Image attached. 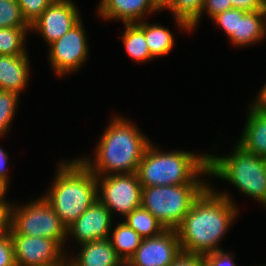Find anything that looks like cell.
<instances>
[{"label": "cell", "instance_id": "1", "mask_svg": "<svg viewBox=\"0 0 266 266\" xmlns=\"http://www.w3.org/2000/svg\"><path fill=\"white\" fill-rule=\"evenodd\" d=\"M234 202L230 194L209 185L176 229L182 251L205 255L221 250L219 242L238 215Z\"/></svg>", "mask_w": 266, "mask_h": 266}, {"label": "cell", "instance_id": "2", "mask_svg": "<svg viewBox=\"0 0 266 266\" xmlns=\"http://www.w3.org/2000/svg\"><path fill=\"white\" fill-rule=\"evenodd\" d=\"M121 116V117H120ZM115 115L95 150V160L78 158L96 176L137 173L151 143L131 121Z\"/></svg>", "mask_w": 266, "mask_h": 266}, {"label": "cell", "instance_id": "3", "mask_svg": "<svg viewBox=\"0 0 266 266\" xmlns=\"http://www.w3.org/2000/svg\"><path fill=\"white\" fill-rule=\"evenodd\" d=\"M58 165L54 181L43 197L68 227L98 199L96 175L78 158Z\"/></svg>", "mask_w": 266, "mask_h": 266}, {"label": "cell", "instance_id": "4", "mask_svg": "<svg viewBox=\"0 0 266 266\" xmlns=\"http://www.w3.org/2000/svg\"><path fill=\"white\" fill-rule=\"evenodd\" d=\"M137 175L142 187L208 184L203 175H209L208 154L196 155L189 151L163 152L148 145L141 159Z\"/></svg>", "mask_w": 266, "mask_h": 266}, {"label": "cell", "instance_id": "5", "mask_svg": "<svg viewBox=\"0 0 266 266\" xmlns=\"http://www.w3.org/2000/svg\"><path fill=\"white\" fill-rule=\"evenodd\" d=\"M229 155L208 154L209 176L233 184L266 208V158L245 151L237 143Z\"/></svg>", "mask_w": 266, "mask_h": 266}, {"label": "cell", "instance_id": "6", "mask_svg": "<svg viewBox=\"0 0 266 266\" xmlns=\"http://www.w3.org/2000/svg\"><path fill=\"white\" fill-rule=\"evenodd\" d=\"M209 184H180L142 187L141 206L166 230H176L193 202Z\"/></svg>", "mask_w": 266, "mask_h": 266}, {"label": "cell", "instance_id": "7", "mask_svg": "<svg viewBox=\"0 0 266 266\" xmlns=\"http://www.w3.org/2000/svg\"><path fill=\"white\" fill-rule=\"evenodd\" d=\"M10 235L45 237L63 248L68 240L67 227L43 195L23 206L12 205Z\"/></svg>", "mask_w": 266, "mask_h": 266}, {"label": "cell", "instance_id": "8", "mask_svg": "<svg viewBox=\"0 0 266 266\" xmlns=\"http://www.w3.org/2000/svg\"><path fill=\"white\" fill-rule=\"evenodd\" d=\"M97 197L106 208L124 218L141 206L142 185L137 173L96 176Z\"/></svg>", "mask_w": 266, "mask_h": 266}, {"label": "cell", "instance_id": "9", "mask_svg": "<svg viewBox=\"0 0 266 266\" xmlns=\"http://www.w3.org/2000/svg\"><path fill=\"white\" fill-rule=\"evenodd\" d=\"M88 51L87 35L80 20L66 34L49 45L48 61L55 74L62 77L78 71L87 60Z\"/></svg>", "mask_w": 266, "mask_h": 266}, {"label": "cell", "instance_id": "10", "mask_svg": "<svg viewBox=\"0 0 266 266\" xmlns=\"http://www.w3.org/2000/svg\"><path fill=\"white\" fill-rule=\"evenodd\" d=\"M10 236L16 266H49L61 262L67 256L56 240L37 236Z\"/></svg>", "mask_w": 266, "mask_h": 266}, {"label": "cell", "instance_id": "11", "mask_svg": "<svg viewBox=\"0 0 266 266\" xmlns=\"http://www.w3.org/2000/svg\"><path fill=\"white\" fill-rule=\"evenodd\" d=\"M80 13L70 0H54L30 25V31L40 33L49 46L82 20Z\"/></svg>", "mask_w": 266, "mask_h": 266}, {"label": "cell", "instance_id": "12", "mask_svg": "<svg viewBox=\"0 0 266 266\" xmlns=\"http://www.w3.org/2000/svg\"><path fill=\"white\" fill-rule=\"evenodd\" d=\"M181 251L177 231L165 230L157 237L142 239L127 263L130 266H169Z\"/></svg>", "mask_w": 266, "mask_h": 266}, {"label": "cell", "instance_id": "13", "mask_svg": "<svg viewBox=\"0 0 266 266\" xmlns=\"http://www.w3.org/2000/svg\"><path fill=\"white\" fill-rule=\"evenodd\" d=\"M111 212L98 199L71 225L67 236H72L79 245L109 238L113 224Z\"/></svg>", "mask_w": 266, "mask_h": 266}, {"label": "cell", "instance_id": "14", "mask_svg": "<svg viewBox=\"0 0 266 266\" xmlns=\"http://www.w3.org/2000/svg\"><path fill=\"white\" fill-rule=\"evenodd\" d=\"M98 13L102 19L121 20L123 24L141 22L148 13H155L162 9L155 0H100Z\"/></svg>", "mask_w": 266, "mask_h": 266}, {"label": "cell", "instance_id": "15", "mask_svg": "<svg viewBox=\"0 0 266 266\" xmlns=\"http://www.w3.org/2000/svg\"><path fill=\"white\" fill-rule=\"evenodd\" d=\"M248 111L247 121L237 144L249 153L266 158V108L253 101Z\"/></svg>", "mask_w": 266, "mask_h": 266}, {"label": "cell", "instance_id": "16", "mask_svg": "<svg viewBox=\"0 0 266 266\" xmlns=\"http://www.w3.org/2000/svg\"><path fill=\"white\" fill-rule=\"evenodd\" d=\"M26 55H0V90L21 94L29 81L30 65Z\"/></svg>", "mask_w": 266, "mask_h": 266}, {"label": "cell", "instance_id": "17", "mask_svg": "<svg viewBox=\"0 0 266 266\" xmlns=\"http://www.w3.org/2000/svg\"><path fill=\"white\" fill-rule=\"evenodd\" d=\"M80 246V252L76 257H68L71 266H124L109 238L87 242Z\"/></svg>", "mask_w": 266, "mask_h": 266}, {"label": "cell", "instance_id": "18", "mask_svg": "<svg viewBox=\"0 0 266 266\" xmlns=\"http://www.w3.org/2000/svg\"><path fill=\"white\" fill-rule=\"evenodd\" d=\"M266 36V11L246 12L238 9L237 34L228 39L233 45L244 47Z\"/></svg>", "mask_w": 266, "mask_h": 266}, {"label": "cell", "instance_id": "19", "mask_svg": "<svg viewBox=\"0 0 266 266\" xmlns=\"http://www.w3.org/2000/svg\"><path fill=\"white\" fill-rule=\"evenodd\" d=\"M205 0H170L163 8L173 12L177 26L187 32L195 30L202 16Z\"/></svg>", "mask_w": 266, "mask_h": 266}, {"label": "cell", "instance_id": "20", "mask_svg": "<svg viewBox=\"0 0 266 266\" xmlns=\"http://www.w3.org/2000/svg\"><path fill=\"white\" fill-rule=\"evenodd\" d=\"M122 34V41L127 54L134 60L146 62L152 60L153 57L145 39V21L138 23L125 24V30Z\"/></svg>", "mask_w": 266, "mask_h": 266}, {"label": "cell", "instance_id": "21", "mask_svg": "<svg viewBox=\"0 0 266 266\" xmlns=\"http://www.w3.org/2000/svg\"><path fill=\"white\" fill-rule=\"evenodd\" d=\"M109 240L116 254L123 262H128L140 246L142 237L126 222L117 224L114 230L109 234ZM112 235V236H111Z\"/></svg>", "mask_w": 266, "mask_h": 266}, {"label": "cell", "instance_id": "22", "mask_svg": "<svg viewBox=\"0 0 266 266\" xmlns=\"http://www.w3.org/2000/svg\"><path fill=\"white\" fill-rule=\"evenodd\" d=\"M126 224L134 229L143 239L161 235L166 229L164 226L142 206L134 209L123 218Z\"/></svg>", "mask_w": 266, "mask_h": 266}, {"label": "cell", "instance_id": "23", "mask_svg": "<svg viewBox=\"0 0 266 266\" xmlns=\"http://www.w3.org/2000/svg\"><path fill=\"white\" fill-rule=\"evenodd\" d=\"M145 39L152 57L155 59L171 52L175 45L172 32L159 24L145 21Z\"/></svg>", "mask_w": 266, "mask_h": 266}, {"label": "cell", "instance_id": "24", "mask_svg": "<svg viewBox=\"0 0 266 266\" xmlns=\"http://www.w3.org/2000/svg\"><path fill=\"white\" fill-rule=\"evenodd\" d=\"M30 28H0V55H26L27 32Z\"/></svg>", "mask_w": 266, "mask_h": 266}, {"label": "cell", "instance_id": "25", "mask_svg": "<svg viewBox=\"0 0 266 266\" xmlns=\"http://www.w3.org/2000/svg\"><path fill=\"white\" fill-rule=\"evenodd\" d=\"M0 28H30L17 0H0Z\"/></svg>", "mask_w": 266, "mask_h": 266}, {"label": "cell", "instance_id": "26", "mask_svg": "<svg viewBox=\"0 0 266 266\" xmlns=\"http://www.w3.org/2000/svg\"><path fill=\"white\" fill-rule=\"evenodd\" d=\"M19 97L20 95L15 92L0 90V137L9 132Z\"/></svg>", "mask_w": 266, "mask_h": 266}, {"label": "cell", "instance_id": "27", "mask_svg": "<svg viewBox=\"0 0 266 266\" xmlns=\"http://www.w3.org/2000/svg\"><path fill=\"white\" fill-rule=\"evenodd\" d=\"M54 0H17L24 20L31 25Z\"/></svg>", "mask_w": 266, "mask_h": 266}, {"label": "cell", "instance_id": "28", "mask_svg": "<svg viewBox=\"0 0 266 266\" xmlns=\"http://www.w3.org/2000/svg\"><path fill=\"white\" fill-rule=\"evenodd\" d=\"M212 21L224 30L229 38L232 34H237L238 9H229L216 15Z\"/></svg>", "mask_w": 266, "mask_h": 266}, {"label": "cell", "instance_id": "29", "mask_svg": "<svg viewBox=\"0 0 266 266\" xmlns=\"http://www.w3.org/2000/svg\"><path fill=\"white\" fill-rule=\"evenodd\" d=\"M0 266H16L14 245L10 233L0 235Z\"/></svg>", "mask_w": 266, "mask_h": 266}, {"label": "cell", "instance_id": "30", "mask_svg": "<svg viewBox=\"0 0 266 266\" xmlns=\"http://www.w3.org/2000/svg\"><path fill=\"white\" fill-rule=\"evenodd\" d=\"M205 266H236L230 253L223 249L203 255Z\"/></svg>", "mask_w": 266, "mask_h": 266}, {"label": "cell", "instance_id": "31", "mask_svg": "<svg viewBox=\"0 0 266 266\" xmlns=\"http://www.w3.org/2000/svg\"><path fill=\"white\" fill-rule=\"evenodd\" d=\"M5 197L4 194L0 198V235L9 234L11 230V209L13 204H10Z\"/></svg>", "mask_w": 266, "mask_h": 266}, {"label": "cell", "instance_id": "32", "mask_svg": "<svg viewBox=\"0 0 266 266\" xmlns=\"http://www.w3.org/2000/svg\"><path fill=\"white\" fill-rule=\"evenodd\" d=\"M229 9H232L230 0H205L202 15L206 11L209 17L213 19L219 13Z\"/></svg>", "mask_w": 266, "mask_h": 266}, {"label": "cell", "instance_id": "33", "mask_svg": "<svg viewBox=\"0 0 266 266\" xmlns=\"http://www.w3.org/2000/svg\"><path fill=\"white\" fill-rule=\"evenodd\" d=\"M169 266H205L204 257L201 254L181 251Z\"/></svg>", "mask_w": 266, "mask_h": 266}, {"label": "cell", "instance_id": "34", "mask_svg": "<svg viewBox=\"0 0 266 266\" xmlns=\"http://www.w3.org/2000/svg\"><path fill=\"white\" fill-rule=\"evenodd\" d=\"M232 8L246 12L266 11V0H230Z\"/></svg>", "mask_w": 266, "mask_h": 266}, {"label": "cell", "instance_id": "35", "mask_svg": "<svg viewBox=\"0 0 266 266\" xmlns=\"http://www.w3.org/2000/svg\"><path fill=\"white\" fill-rule=\"evenodd\" d=\"M8 161V155L7 153L0 148V184L6 189L8 190V173H7V166L6 163Z\"/></svg>", "mask_w": 266, "mask_h": 266}, {"label": "cell", "instance_id": "36", "mask_svg": "<svg viewBox=\"0 0 266 266\" xmlns=\"http://www.w3.org/2000/svg\"><path fill=\"white\" fill-rule=\"evenodd\" d=\"M258 96H256V99H254V102L263 107L266 108V83L264 84V86L262 87V89L260 90L259 94H257Z\"/></svg>", "mask_w": 266, "mask_h": 266}, {"label": "cell", "instance_id": "37", "mask_svg": "<svg viewBox=\"0 0 266 266\" xmlns=\"http://www.w3.org/2000/svg\"><path fill=\"white\" fill-rule=\"evenodd\" d=\"M49 266H71V263L68 256H66L61 262Z\"/></svg>", "mask_w": 266, "mask_h": 266}, {"label": "cell", "instance_id": "38", "mask_svg": "<svg viewBox=\"0 0 266 266\" xmlns=\"http://www.w3.org/2000/svg\"><path fill=\"white\" fill-rule=\"evenodd\" d=\"M170 0H155V2L159 5L162 9Z\"/></svg>", "mask_w": 266, "mask_h": 266}, {"label": "cell", "instance_id": "39", "mask_svg": "<svg viewBox=\"0 0 266 266\" xmlns=\"http://www.w3.org/2000/svg\"><path fill=\"white\" fill-rule=\"evenodd\" d=\"M7 193V190L0 184V198Z\"/></svg>", "mask_w": 266, "mask_h": 266}, {"label": "cell", "instance_id": "40", "mask_svg": "<svg viewBox=\"0 0 266 266\" xmlns=\"http://www.w3.org/2000/svg\"><path fill=\"white\" fill-rule=\"evenodd\" d=\"M124 266H130L127 262H124Z\"/></svg>", "mask_w": 266, "mask_h": 266}]
</instances>
